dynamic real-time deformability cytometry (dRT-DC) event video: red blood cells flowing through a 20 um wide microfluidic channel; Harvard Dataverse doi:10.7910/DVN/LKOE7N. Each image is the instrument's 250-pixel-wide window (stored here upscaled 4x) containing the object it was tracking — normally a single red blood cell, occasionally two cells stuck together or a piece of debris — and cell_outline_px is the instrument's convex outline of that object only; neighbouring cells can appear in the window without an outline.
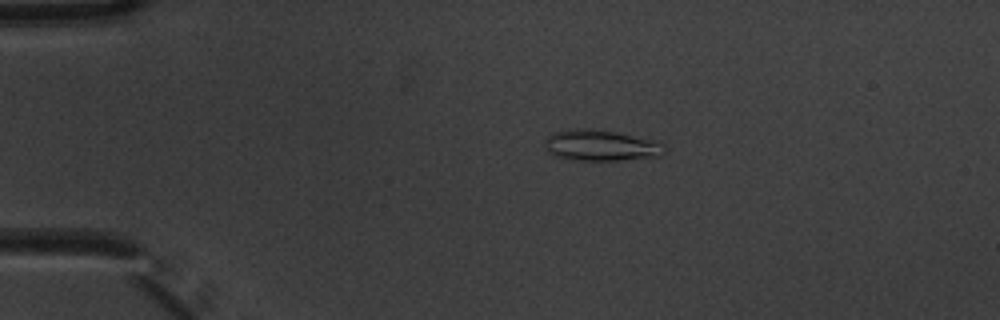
{"species": "common noctule bat (a hibernating species)", "species_latin": "Nyctalus noctula", "temperature_condition": "warm", "stored_images_in_passage": 5, "camera_frame_rate_fps": 3000, "um_per_image_px": 0.085, "animal": {"sex": "male", "body_mass_g": 20.1, "forearm_length_mm": 53.5}, "frame": {"image": 1, "passage_image": 3, "time_ms": 0.667, "image_size_px": [1000, 320], "cell_outline_px": [[664, 152], [660, 156], [620, 160], [572, 160], [556, 156], [548, 152], [544, 148], [544, 140], [548, 136], [556, 132], [584, 128], [612, 132], [652, 140], [664, 144]], "centroid_in_image_um": [51.03, 12.38], "position_along_channel_um": 34.0, "area_um2": 21.15}}
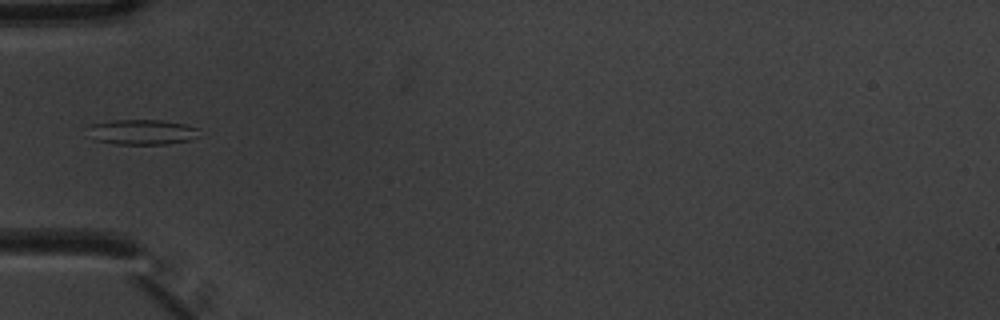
{"frame": {"image": 2, "passage_image": 5, "time_ms": 1.333, "image_size_px": [1000, 320], "cell_outline_px": [[200, 136], [188, 140], [168, 144], [116, 144], [92, 140], [84, 128], [92, 124], [112, 120], [164, 120], [184, 124], [200, 128]], "centroid_in_image_um": [12.04, 11.22], "position_along_channel_um": 73.0, "area_um2": 16.76}}